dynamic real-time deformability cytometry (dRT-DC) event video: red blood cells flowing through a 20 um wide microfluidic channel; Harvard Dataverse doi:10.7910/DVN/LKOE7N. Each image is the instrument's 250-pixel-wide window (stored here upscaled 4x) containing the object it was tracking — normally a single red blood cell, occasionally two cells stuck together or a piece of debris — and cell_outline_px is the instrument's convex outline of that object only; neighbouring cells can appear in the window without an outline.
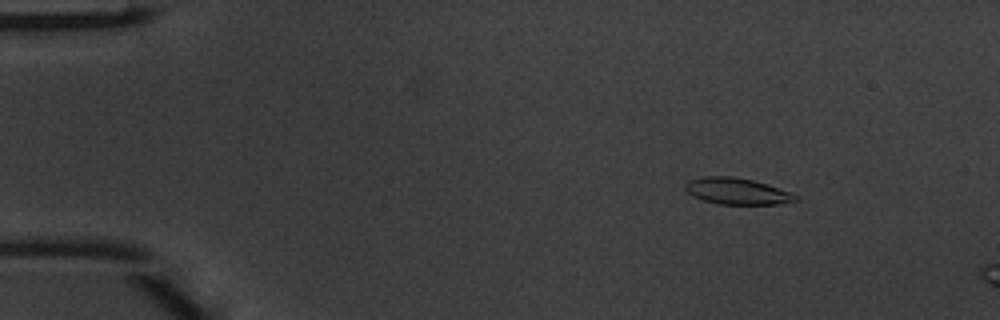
{"species": "common noctule bat (a hibernating species)", "species_latin": "Nyctalus noctula", "temperature_condition": "warm", "stored_images_in_passage": 12, "camera_frame_rate_fps": 3000, "um_per_image_px": 0.085, "animal": {"sex": "male", "body_mass_g": 20.1, "forearm_length_mm": 53.5}, "frame": {"image": 1, "passage_image": 7, "time_ms": 2.0, "image_size_px": [1000, 320], "cell_outline_px": [[800, 200], [780, 204], [716, 204], [692, 196], [684, 188], [684, 184], [688, 180], [704, 176], [732, 176], [752, 180], [792, 192], [800, 196]], "centroid_in_image_um": [62.66, 16.25], "position_along_channel_um": 22.3, "area_um2": 17.17}}